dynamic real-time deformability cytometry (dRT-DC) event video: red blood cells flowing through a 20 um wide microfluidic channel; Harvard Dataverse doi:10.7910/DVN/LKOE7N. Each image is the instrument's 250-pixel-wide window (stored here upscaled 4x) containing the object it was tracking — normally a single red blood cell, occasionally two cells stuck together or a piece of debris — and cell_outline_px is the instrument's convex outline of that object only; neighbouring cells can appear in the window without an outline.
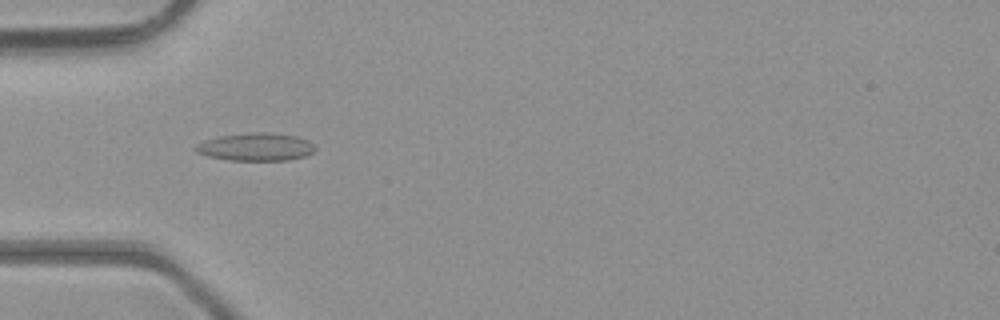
{"species": "common noctule bat (a hibernating species)", "species_latin": "Nyctalus noctula", "temperature_condition": "room temperature", "stored_images_in_passage": 4, "camera_frame_rate_fps": 3000, "um_per_image_px": 0.085, "animal": {"sex": "male", "body_mass_g": 23.1, "forearm_length_mm": 52.7}, "frame": {"image": 1, "passage_image": 4, "time_ms": 1.0, "image_size_px": [1000, 320], "cell_outline_px": [[316, 148], [312, 152], [304, 156], [288, 160], [228, 160], [208, 156], [196, 152], [192, 148], [196, 144], [204, 140], [220, 136], [248, 132], [272, 132], [296, 136], [308, 140]], "centroid_in_image_um": [21.71, 12.48], "position_along_channel_um": 63.3, "area_um2": 19.48}}